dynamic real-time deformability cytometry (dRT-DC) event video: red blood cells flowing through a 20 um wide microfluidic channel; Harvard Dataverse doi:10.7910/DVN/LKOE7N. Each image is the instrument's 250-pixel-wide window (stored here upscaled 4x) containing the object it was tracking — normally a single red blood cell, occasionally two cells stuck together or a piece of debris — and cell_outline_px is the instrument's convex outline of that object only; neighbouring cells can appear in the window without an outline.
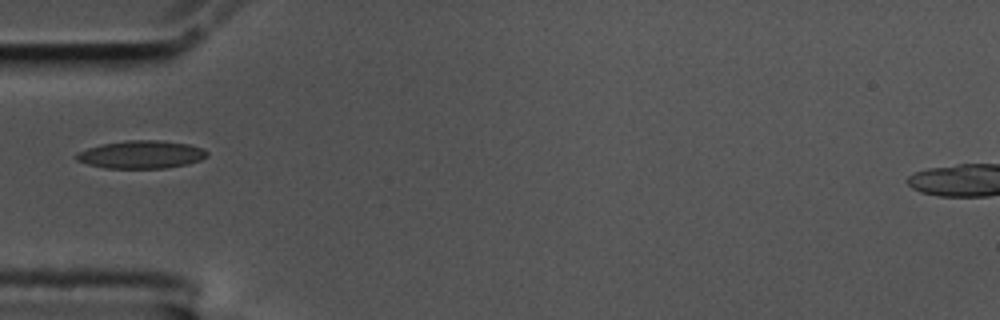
{"species": "common noctule bat (a hibernating species)", "species_latin": "Nyctalus noctula", "temperature_condition": "cold", "stored_images_in_passage": 29, "camera_frame_rate_fps": 3000, "um_per_image_px": 0.085, "animal": {"sex": "male", "body_mass_g": 17.5, "forearm_length_mm": 52.3}, "frame": {"image": 1, "passage_image": 1, "time_ms": 0.0, "image_size_px": [1000, 320], "cell_outline_px": [[208, 156], [200, 160], [188, 164], [168, 168], [104, 168], [88, 164], [76, 160], [72, 156], [76, 152], [100, 144], [124, 140], [160, 140], [188, 144], [204, 148], [208, 152]], "centroid_in_image_um": [11.98, 13.13], "position_along_channel_um": 73.0, "area_um2": 21.56}}
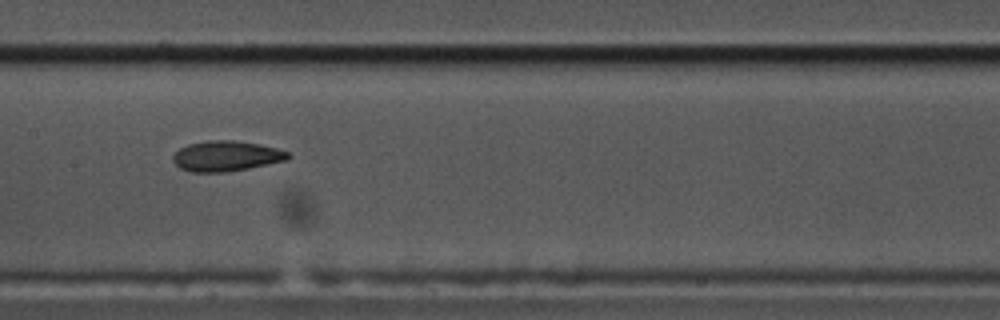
{"frame": {"image": 2, "passage_image": 11, "time_ms": 3.333, "image_size_px": [1000, 320], "cell_outline_px": [[292, 156], [288, 160], [228, 172], [188, 172], [180, 168], [172, 160], [172, 156], [180, 148], [188, 144], [208, 140], [236, 140], [260, 144], [276, 148], [288, 152]], "centroid_in_image_um": [19.23, 13.26], "position_along_channel_um": 188.2, "area_um2": 20.52}}
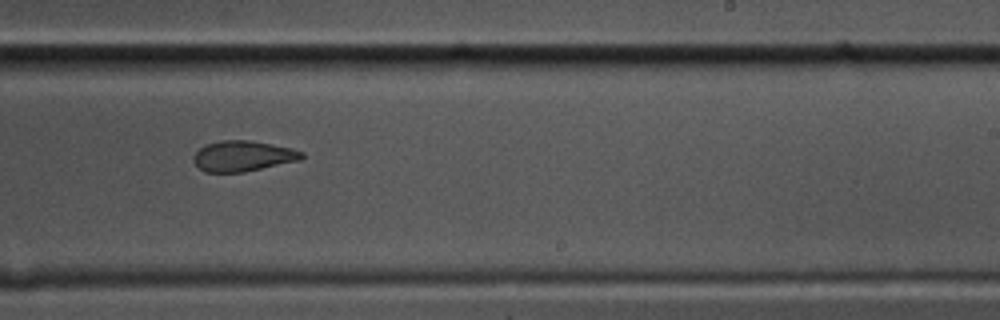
{"frame": {"image": 3, "passage_image": 18, "time_ms": 5.667, "image_size_px": [1000, 320], "cell_outline_px": [[304, 156], [300, 160], [244, 172], [204, 172], [192, 160], [192, 156], [204, 144], [220, 140], [248, 140], [272, 144], [292, 148], [304, 152]], "centroid_in_image_um": [20.63, 13.26], "position_along_channel_um": 268.4, "area_um2": 19.36}}